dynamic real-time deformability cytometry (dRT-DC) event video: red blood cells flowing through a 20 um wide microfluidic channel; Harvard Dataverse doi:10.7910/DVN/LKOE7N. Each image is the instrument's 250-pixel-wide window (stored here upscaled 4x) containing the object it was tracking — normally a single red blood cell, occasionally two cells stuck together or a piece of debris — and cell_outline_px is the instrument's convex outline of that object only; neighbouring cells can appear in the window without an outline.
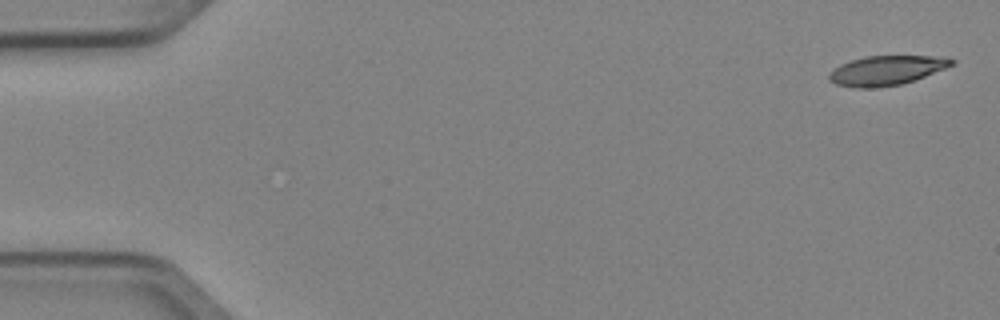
{"species": "Egyptian fruit bat (a non-hibernating species)", "species_latin": "Rousettus aegyptiacus", "temperature_condition": "cold", "stored_images_in_passage": 4, "camera_frame_rate_fps": 3000, "um_per_image_px": 0.085, "animal": {"sex": "female"}, "frame": {"image": 1, "passage_image": 1, "time_ms": 0.0, "image_size_px": [1000, 320], "cell_outline_px": [[956, 64], [924, 76], [900, 84], [872, 88], [856, 88], [836, 84], [828, 80], [828, 76], [832, 68], [840, 64], [864, 56], [932, 56], [956, 60]], "centroid_in_image_um": [75.29, 5.98], "position_along_channel_um": 9.7, "area_um2": 20.92}}
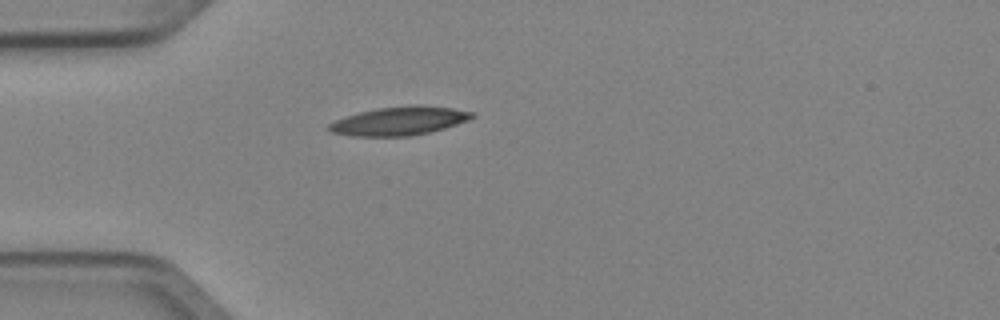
{"frame": {"image": 2, "passage_image": 4, "time_ms": 1.0, "image_size_px": [1000, 320], "cell_outline_px": [[476, 116], [468, 120], [444, 128], [428, 132], [408, 136], [352, 136], [332, 132], [324, 128], [328, 124], [336, 120], [360, 112], [376, 108], [412, 104], [420, 104], [452, 108], [476, 112]], "centroid_in_image_um": [33.96, 10.26], "position_along_channel_um": 51.0, "area_um2": 23.93}}